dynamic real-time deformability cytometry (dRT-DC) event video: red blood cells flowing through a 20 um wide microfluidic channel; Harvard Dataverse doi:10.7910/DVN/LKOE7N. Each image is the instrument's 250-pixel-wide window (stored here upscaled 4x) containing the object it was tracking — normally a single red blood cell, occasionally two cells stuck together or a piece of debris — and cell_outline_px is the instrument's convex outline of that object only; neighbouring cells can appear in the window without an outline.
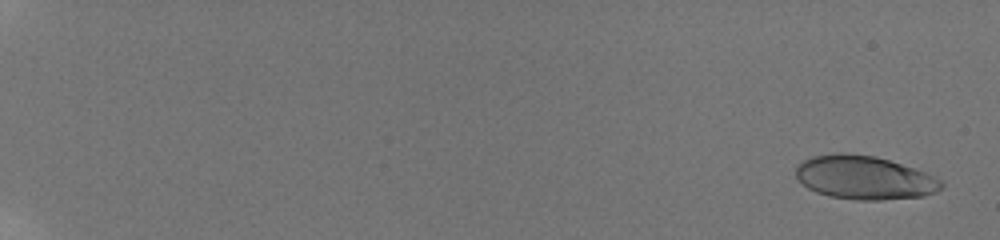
{"species": "human", "species_latin": "Homo sapiens", "temperature_condition": "room temperature", "stored_images_in_passage": 80, "camera_frame_rate_fps": 3000, "um_per_image_px": 0.085, "donor": {"sex": "male"}, "frame": {"image": 1, "passage_image": 5, "time_ms": 0.667, "image_size_px": [1000, 240], "cell_outline_px": [[944, 184], [936, 192], [924, 196], [880, 200], [856, 200], [828, 196], [816, 192], [808, 188], [796, 176], [796, 164], [812, 156], [832, 152], [844, 152], [876, 156], [924, 172], [940, 180]], "centroid_in_image_um": [73.42, 15.09], "position_along_channel_um": 11.6, "area_um2": 36.93}}
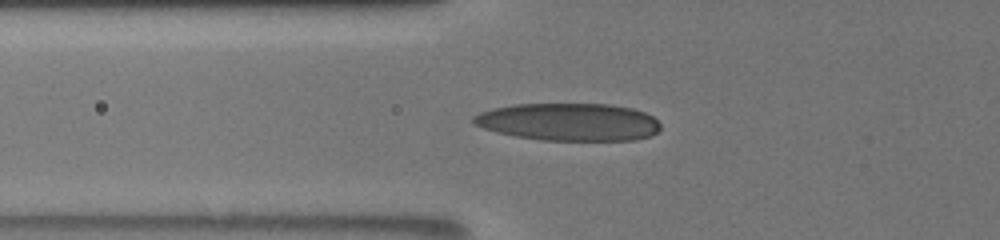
{"frame": {"image": 2, "passage_image": 38, "time_ms": 8.333, "image_size_px": [1000, 240], "cell_outline_px": [[660, 128], [652, 136], [636, 140], [540, 140], [516, 136], [496, 132], [484, 128], [476, 124], [472, 120], [472, 116], [480, 112], [492, 108], [512, 104], [608, 104], [632, 108], [644, 112], [652, 116], [660, 124]], "centroid_in_image_um": [48.35, 10.36], "position_along_channel_um": 77.5, "area_um2": 41.04}}
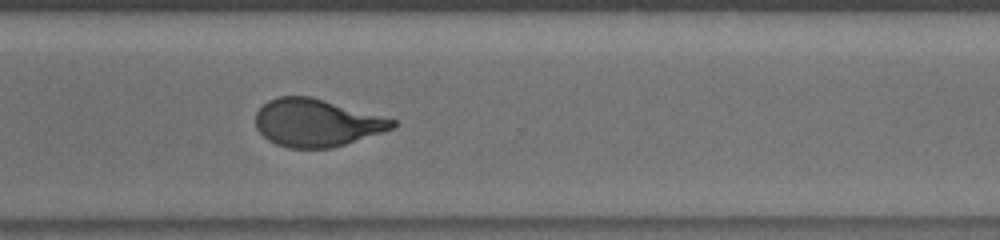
{"frame": {"image": 3, "passage_image": 63, "time_ms": 15.333, "image_size_px": [1000, 240], "cell_outline_px": [[396, 124], [392, 128], [332, 148], [288, 148], [276, 144], [268, 140], [256, 128], [256, 112], [268, 100], [276, 96], [308, 96], [324, 100], [396, 120]], "centroid_in_image_um": [26.84, 10.43], "position_along_channel_um": 343.8, "area_um2": 37.4}, "authors_computed_cell_mechanics": {"area_um2": 37.7145, "velocity_mm_per_s": 3.8398, "shape_relaxation_time_tau1_ms": 5.2635, "shape_relaxation_time_tau2_ms": 0.7953, "deformation_change_tau1": 0.2098, "deformation_change_tau2": 0.0788}}